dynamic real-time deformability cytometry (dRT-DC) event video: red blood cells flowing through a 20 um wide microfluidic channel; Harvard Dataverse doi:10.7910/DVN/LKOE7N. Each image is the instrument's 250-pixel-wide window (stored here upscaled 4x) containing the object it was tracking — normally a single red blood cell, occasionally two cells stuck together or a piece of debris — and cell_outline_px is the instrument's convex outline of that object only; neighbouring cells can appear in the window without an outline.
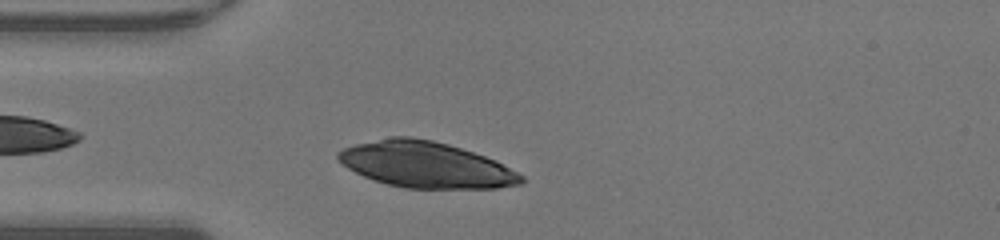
{"species": "human", "species_latin": "Homo sapiens", "temperature_condition": "warm", "stored_images_in_passage": 35, "camera_frame_rate_fps": 3000, "um_per_image_px": 0.085, "donor": {"sex": "male"}, "frame": {"image": 1, "passage_image": 4, "time_ms": 1.0, "image_size_px": [1000, 240], "cell_outline_px": [[524, 180], [520, 184], [496, 188], [404, 188], [388, 184], [364, 176], [348, 168], [336, 156], [336, 152], [344, 148], [356, 144], [392, 136], [412, 136], [432, 140], [448, 144], [496, 160], [524, 176]], "centroid_in_image_um": [36.2, 14.0], "position_along_channel_um": 48.8, "area_um2": 48.67}}
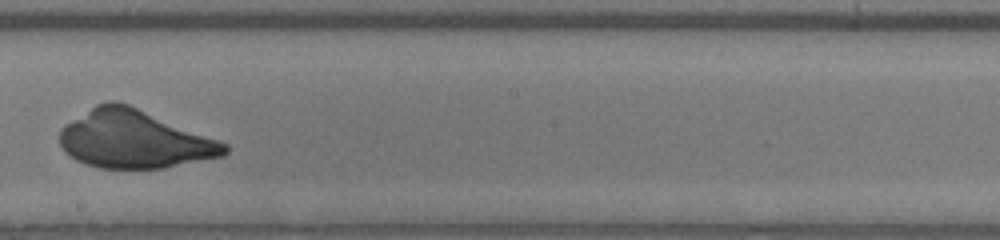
{"frame": {"image": 2, "passage_image": 18, "time_ms": 5.667, "image_size_px": [1000, 240], "cell_outline_px": [[228, 152], [224, 156], [164, 168], [100, 168], [76, 160], [64, 152], [60, 144], [60, 128], [96, 104], [108, 100], [116, 100], [128, 104], [228, 144]], "centroid_in_image_um": [11.4, 11.84], "position_along_channel_um": 236.8, "area_um2": 55.37}}
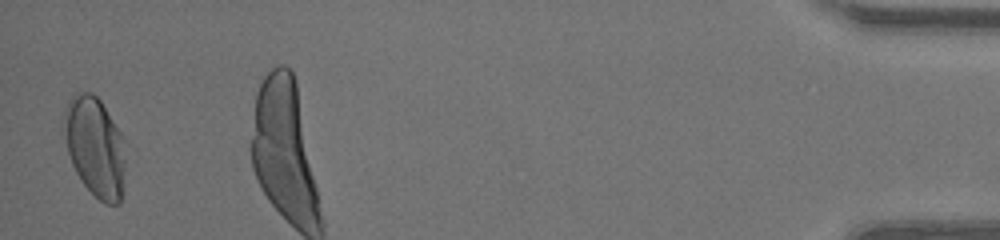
{"frame": {"image": 3, "passage_image": 35, "time_ms": 11.333, "image_size_px": [1000, 240], "cell_outline_px": [[124, 184], [120, 204], [104, 204], [80, 180], [72, 164], [68, 152], [64, 112], [64, 108], [68, 100], [76, 92], [92, 92], [100, 100], [120, 132], [124, 160]], "centroid_in_image_um": [8.08, 12.49], "position_along_channel_um": 427.1, "area_um2": 35.08}}